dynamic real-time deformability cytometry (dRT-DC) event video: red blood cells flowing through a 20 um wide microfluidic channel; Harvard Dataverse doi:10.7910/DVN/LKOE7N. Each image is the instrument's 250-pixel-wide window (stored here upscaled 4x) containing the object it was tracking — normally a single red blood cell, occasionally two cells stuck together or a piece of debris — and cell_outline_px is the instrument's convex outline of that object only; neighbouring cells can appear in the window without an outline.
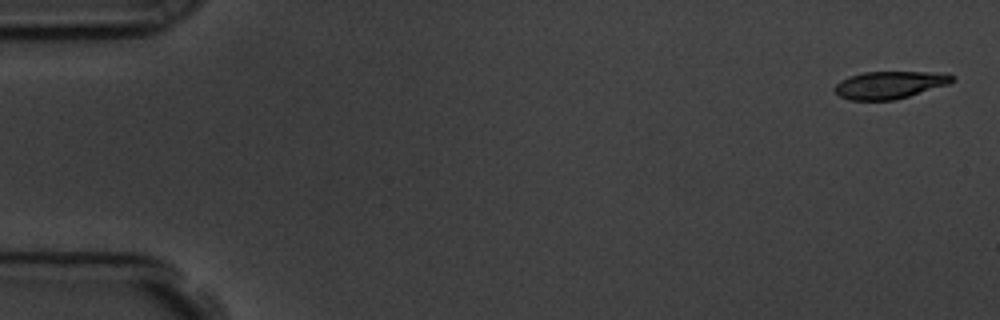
{"species": "common noctule bat (a hibernating species)", "species_latin": "Nyctalus noctula", "temperature_condition": "room temperature", "stored_images_in_passage": 56, "camera_frame_rate_fps": 3000, "um_per_image_px": 0.085, "animal": {"sex": "male", "body_mass_g": 19.5, "forearm_length_mm": 54.6}, "frame": {"image": 1, "passage_image": 1, "time_ms": 0.0, "image_size_px": [1000, 320], "cell_outline_px": [[956, 80], [948, 84], [896, 100], [848, 100], [840, 96], [832, 88], [840, 80], [848, 76], [864, 72], [948, 72], [956, 76]], "centroid_in_image_um": [75.65, 7.2], "position_along_channel_um": 9.4, "area_um2": 19.07}}
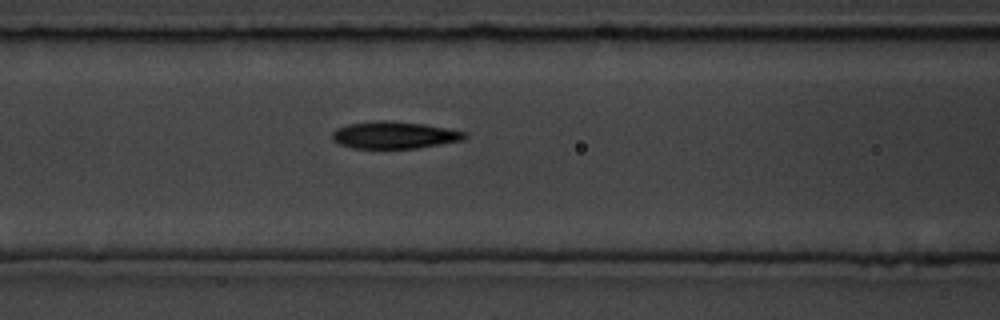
{"frame": {"image": 2, "passage_image": 23, "time_ms": 7.333, "image_size_px": [1000, 320], "cell_outline_px": [[468, 136], [464, 140], [416, 148], [352, 148], [340, 144], [332, 140], [332, 132], [336, 128], [348, 124], [376, 120], [392, 120], [424, 124], [464, 132]], "centroid_in_image_um": [33.48, 11.47], "position_along_channel_um": 133.1, "area_um2": 20.92}}
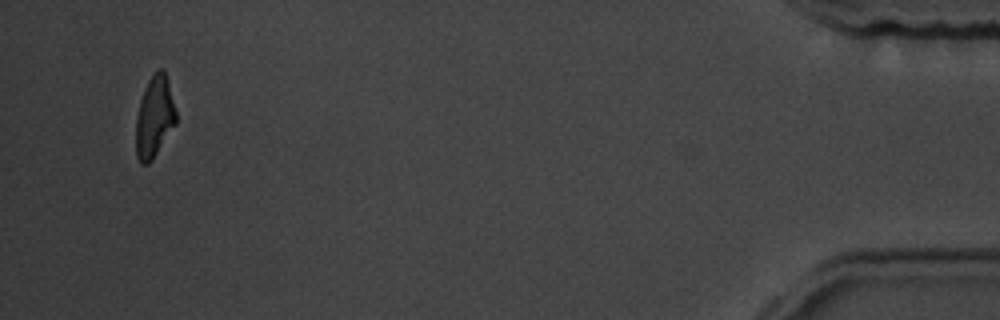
{"frame": {"image": 3, "passage_image": 54, "time_ms": 17.667, "image_size_px": [1000, 320], "cell_outline_px": [[176, 124], [152, 160], [148, 164], [140, 164], [136, 156], [136, 116], [140, 100], [144, 88], [148, 80], [156, 68], [164, 68], [176, 112]], "centroid_in_image_um": [13.11, 9.93], "position_along_channel_um": 422.1, "area_um2": 19.13}, "authors_computed_cell_mechanics": {"area_um2": 20.3456, "velocity_mm_per_s": 3.5905, "shape_relaxation_time_tau1_ms": 2.847, "shape_relaxation_time_tau2_ms": 1.6587, "deformation_change_tau1": 0.1453, "deformation_change_tau2": 0.098}}